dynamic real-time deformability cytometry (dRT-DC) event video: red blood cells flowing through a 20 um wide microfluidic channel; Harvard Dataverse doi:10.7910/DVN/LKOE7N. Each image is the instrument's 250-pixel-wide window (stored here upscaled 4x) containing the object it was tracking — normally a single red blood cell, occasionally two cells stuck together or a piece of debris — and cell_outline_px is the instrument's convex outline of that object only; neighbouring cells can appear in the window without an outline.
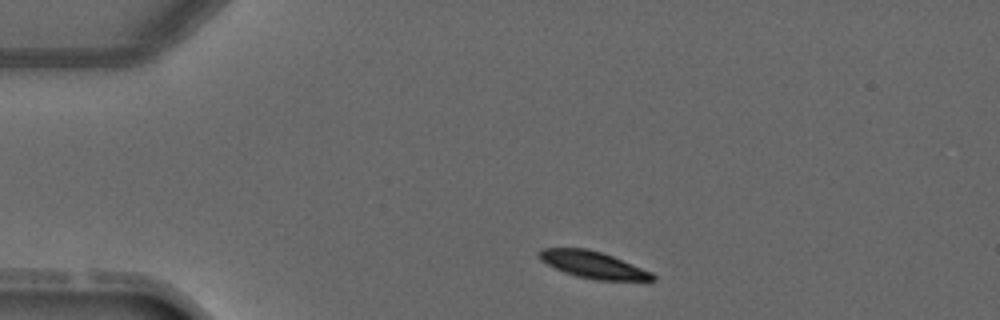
{"species": "common noctule bat (a hibernating species)", "species_latin": "Nyctalus noctula", "temperature_condition": "warm", "stored_images_in_passage": 2, "camera_frame_rate_fps": 3000, "um_per_image_px": 0.085, "animal": {"sex": "male", "forearm_length_mm": 52.5}, "frame": {"image": 1, "passage_image": 1, "time_ms": 0.0, "image_size_px": [1000, 320], "cell_outline_px": [[656, 280], [648, 284], [596, 280], [576, 276], [564, 272], [540, 260], [540, 248], [588, 248], [612, 256], [652, 272], [656, 276]], "centroid_in_image_um": [50.58, 22.57], "position_along_channel_um": 34.4, "area_um2": 18.38}}